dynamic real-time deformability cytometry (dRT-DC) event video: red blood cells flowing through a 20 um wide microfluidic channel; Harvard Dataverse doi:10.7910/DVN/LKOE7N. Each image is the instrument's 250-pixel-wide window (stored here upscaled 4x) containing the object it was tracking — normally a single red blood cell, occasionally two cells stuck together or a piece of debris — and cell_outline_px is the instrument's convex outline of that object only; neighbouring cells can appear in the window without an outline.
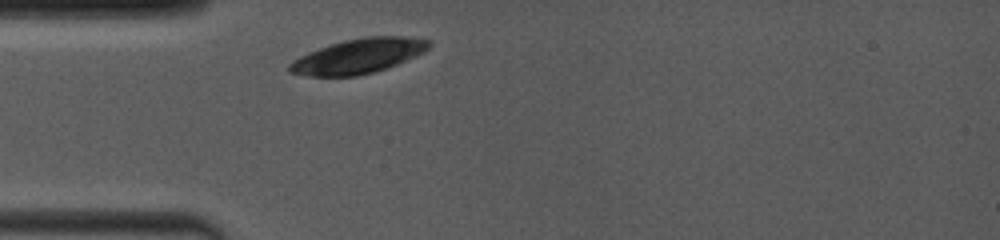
{"species": "common noctule bat (a hibernating species)", "species_latin": "Nyctalus noctula", "temperature_condition": "room temperature", "stored_images_in_passage": 4, "camera_frame_rate_fps": 4000, "um_per_image_px": 0.085, "animal": {"sex": "female", "body_mass_g": 19.0, "forearm_length_mm": 53.3}, "frame": {"image": 1, "passage_image": 1, "time_ms": 0.0, "image_size_px": [1000, 240], "cell_outline_px": [[432, 44], [424, 52], [416, 56], [376, 72], [356, 76], [308, 76], [288, 72], [288, 64], [300, 56], [308, 52], [344, 40], [364, 36], [400, 36], [432, 40]], "centroid_in_image_um": [30.47, 4.77], "position_along_channel_um": 54.5, "area_um2": 28.21}}